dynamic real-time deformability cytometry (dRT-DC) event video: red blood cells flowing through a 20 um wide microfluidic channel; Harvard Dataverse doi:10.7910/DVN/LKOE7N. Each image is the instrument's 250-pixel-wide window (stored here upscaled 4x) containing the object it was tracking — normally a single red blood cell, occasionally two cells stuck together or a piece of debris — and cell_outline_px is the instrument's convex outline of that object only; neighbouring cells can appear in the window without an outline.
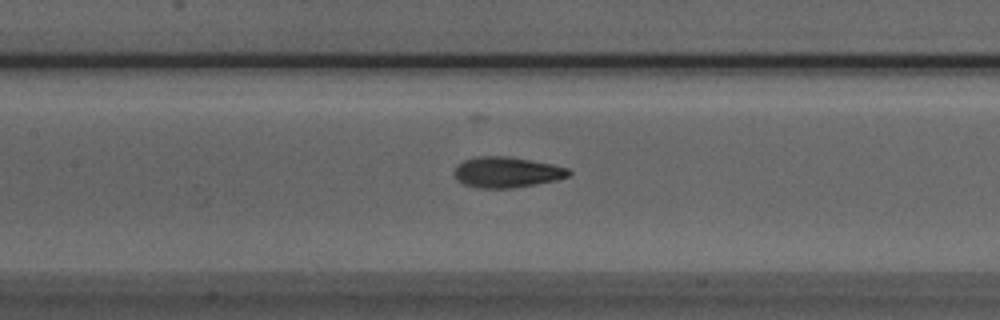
{"species": "Egyptian fruit bat (a non-hibernating species)", "species_latin": "Rousettus aegyptiacus", "temperature_condition": "room temperature", "stored_images_in_passage": 47, "camera_frame_rate_fps": 3000, "um_per_image_px": 0.085, "animal": {"sex": "male"}, "frame": {"image": 1, "passage_image": 18, "time_ms": 5.667, "image_size_px": [1000, 320], "cell_outline_px": [[572, 172], [568, 176], [556, 180], [536, 184], [512, 188], [476, 188], [464, 184], [452, 172], [456, 164], [464, 160], [476, 156], [508, 156], [552, 164], [568, 168]], "centroid_in_image_um": [43.05, 14.63], "position_along_channel_um": 164.4, "area_um2": 20.52}}
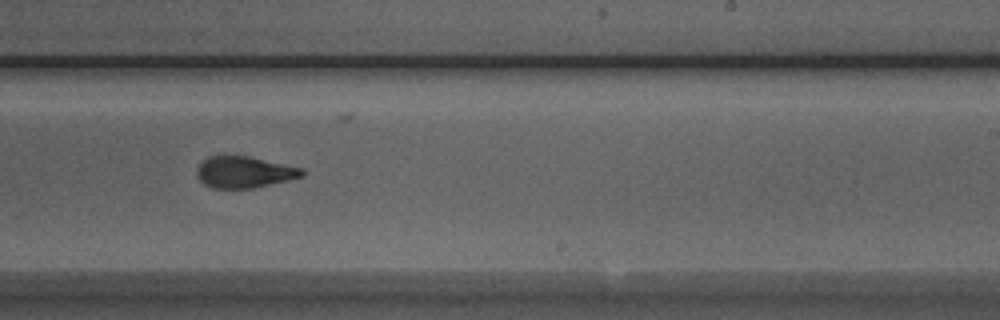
{"frame": {"image": 2, "passage_image": 26, "time_ms": 8.333, "image_size_px": [1000, 320], "cell_outline_px": [[304, 176], [288, 180], [252, 188], [212, 188], [204, 184], [196, 176], [196, 168], [208, 156], [248, 156], [304, 168]], "centroid_in_image_um": [20.75, 14.63], "position_along_channel_um": 268.2, "area_um2": 19.25}}
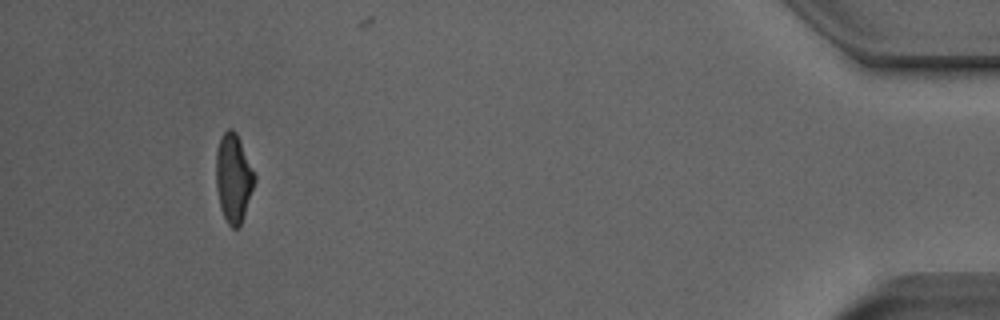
{"frame": {"image": 3, "passage_image": 43, "time_ms": 14.0, "image_size_px": [1000, 320], "cell_outline_px": [[256, 180], [244, 216], [240, 224], [236, 228], [232, 228], [228, 224], [220, 208], [216, 188], [216, 152], [220, 140], [224, 132], [228, 128], [232, 128], [236, 132], [240, 140], [256, 176]], "centroid_in_image_um": [19.84, 15.13], "position_along_channel_um": 415.4, "area_um2": 19.83}, "authors_computed_cell_mechanics": {"area_um2": 19.941, "velocity_mm_per_s": 3.9155, "shape_relaxation_time_tau1_ms": 4.1691, "shape_relaxation_time_tau2_ms": 1.622, "deformation_change_tau1": 0.1479, "deformation_change_tau2": 0.0936}}